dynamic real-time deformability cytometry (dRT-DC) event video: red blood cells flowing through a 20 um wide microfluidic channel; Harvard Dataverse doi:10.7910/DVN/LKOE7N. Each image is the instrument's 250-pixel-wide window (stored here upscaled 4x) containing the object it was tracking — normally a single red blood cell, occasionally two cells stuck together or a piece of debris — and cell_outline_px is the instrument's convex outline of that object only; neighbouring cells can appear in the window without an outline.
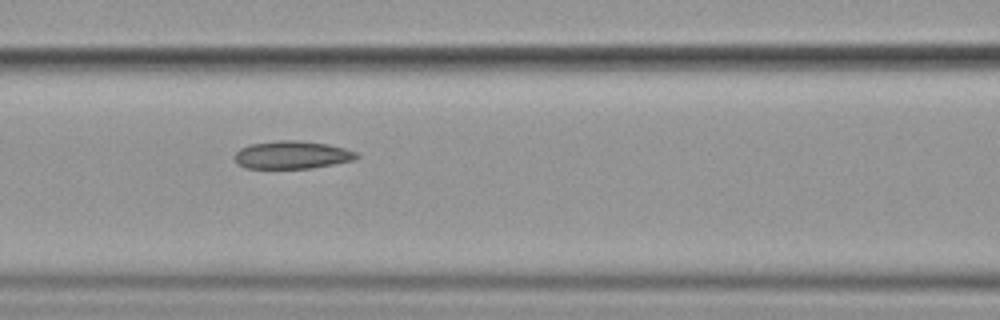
{"species": "common noctule bat (a hibernating species)", "species_latin": "Nyctalus noctula", "temperature_condition": "cold", "stored_images_in_passage": 11, "camera_frame_rate_fps": 3000, "um_per_image_px": 0.085, "animal": {"sex": "female", "body_mass_g": 19.9}, "frame": {"image": 1, "passage_image": 7, "time_ms": 8.0, "image_size_px": [1000, 320], "cell_outline_px": [[360, 156], [356, 160], [312, 168], [244, 168], [236, 164], [236, 152], [240, 148], [252, 144], [276, 140], [300, 140], [328, 144], [344, 148], [356, 152]], "centroid_in_image_um": [24.85, 13.16], "position_along_channel_um": 141.8, "area_um2": 19.88}}
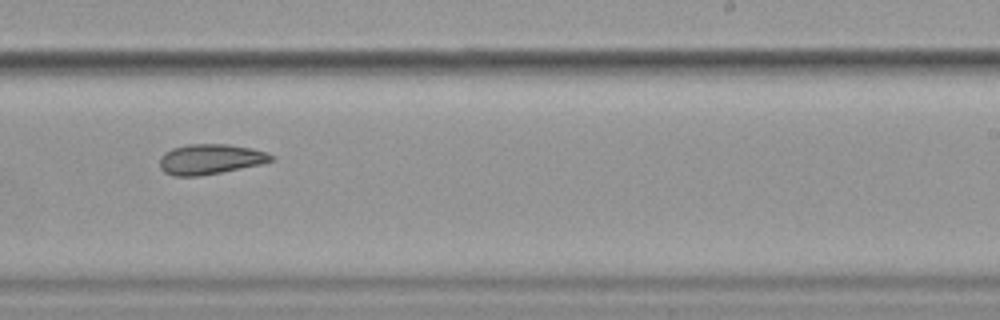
{"frame": {"image": 2, "passage_image": 10, "time_ms": 11.667, "image_size_px": [1000, 320], "cell_outline_px": [[276, 160], [260, 164], [200, 176], [172, 176], [164, 172], [160, 168], [160, 156], [164, 152], [172, 148], [188, 144], [228, 144], [252, 148], [268, 152], [276, 156]], "centroid_in_image_um": [17.89, 13.52], "position_along_channel_um": 271.1, "area_um2": 19.83}}
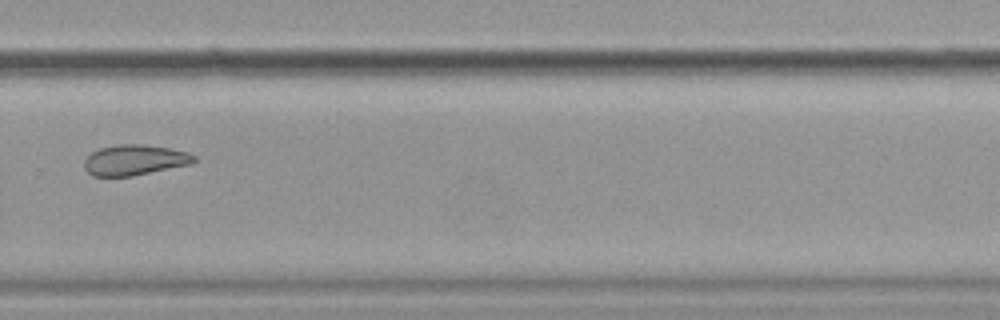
{"frame": {"image": 3, "passage_image": 11, "time_ms": 13.0, "image_size_px": [1000, 320], "cell_outline_px": [[196, 160], [192, 164], [132, 176], [92, 176], [84, 168], [84, 160], [92, 152], [100, 148], [120, 144], [140, 144], [168, 148], [188, 152], [196, 156]], "centroid_in_image_um": [11.45, 13.6], "position_along_channel_um": 318.3, "area_um2": 19.48}}